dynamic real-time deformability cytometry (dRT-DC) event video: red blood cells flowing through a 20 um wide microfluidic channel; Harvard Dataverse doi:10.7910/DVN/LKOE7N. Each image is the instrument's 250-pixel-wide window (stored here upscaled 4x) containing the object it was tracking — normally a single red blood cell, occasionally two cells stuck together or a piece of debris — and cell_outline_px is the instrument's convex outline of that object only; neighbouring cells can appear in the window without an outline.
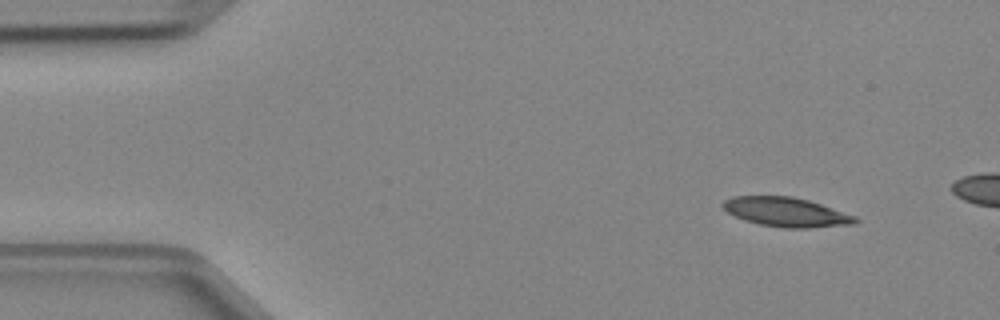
{"species": "Egyptian fruit bat (a non-hibernating species)", "species_latin": "Rousettus aegyptiacus", "temperature_condition": "cold", "stored_images_in_passage": 3, "camera_frame_rate_fps": 3000, "um_per_image_px": 0.085, "animal": {"sex": "female"}, "frame": {"image": 1, "passage_image": 1, "time_ms": 0.0, "image_size_px": [1000, 320], "cell_outline_px": [[860, 220], [852, 224], [808, 228], [784, 228], [760, 224], [744, 220], [728, 212], [720, 204], [724, 200], [732, 196], [792, 196], [808, 200], [856, 216]], "centroid_in_image_um": [66.81, 18.02], "position_along_channel_um": 18.2, "area_um2": 22.48}}